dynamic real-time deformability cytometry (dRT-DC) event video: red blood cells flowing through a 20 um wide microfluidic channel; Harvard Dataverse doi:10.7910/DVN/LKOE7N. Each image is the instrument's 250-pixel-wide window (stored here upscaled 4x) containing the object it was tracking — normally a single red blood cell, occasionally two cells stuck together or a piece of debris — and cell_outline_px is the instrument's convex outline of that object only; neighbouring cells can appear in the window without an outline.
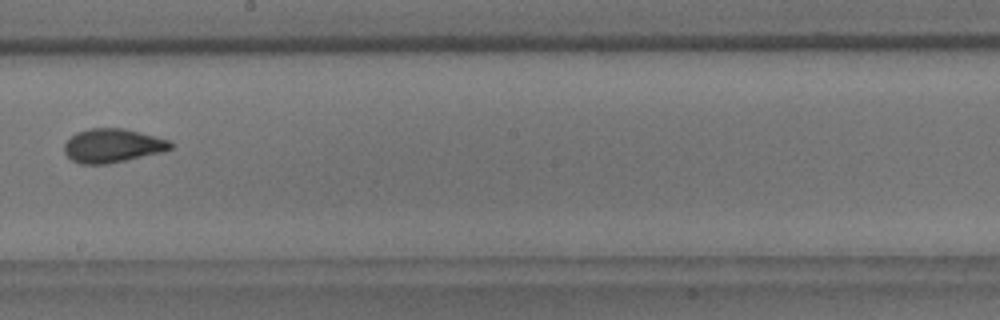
{"species": "common noctule bat (a hibernating species)", "species_latin": "Nyctalus noctula", "temperature_condition": "room temperature", "stored_images_in_passage": 14, "camera_frame_rate_fps": 3000, "um_per_image_px": 0.085, "animal": {"sex": "male", "body_mass_g": 18.8}, "frame": {"image": 1, "passage_image": 8, "time_ms": 8.333, "image_size_px": [1000, 320], "cell_outline_px": [[172, 148], [164, 152], [108, 164], [80, 164], [72, 160], [64, 152], [64, 144], [76, 132], [88, 128], [124, 128], [156, 136], [168, 140], [172, 144]], "centroid_in_image_um": [9.57, 12.38], "position_along_channel_um": 238.6, "area_um2": 21.04}, "authors_computed_cell_mechanics": {"area_um2": 21.1259, "velocity_mm_per_s": 3.7428, "shape_relaxation_time_tau1_ms": 2.6469, "shape_relaxation_time_tau2_ms": null, "deformation_change_tau1": 0.1036, "deformation_change_tau2": null}}